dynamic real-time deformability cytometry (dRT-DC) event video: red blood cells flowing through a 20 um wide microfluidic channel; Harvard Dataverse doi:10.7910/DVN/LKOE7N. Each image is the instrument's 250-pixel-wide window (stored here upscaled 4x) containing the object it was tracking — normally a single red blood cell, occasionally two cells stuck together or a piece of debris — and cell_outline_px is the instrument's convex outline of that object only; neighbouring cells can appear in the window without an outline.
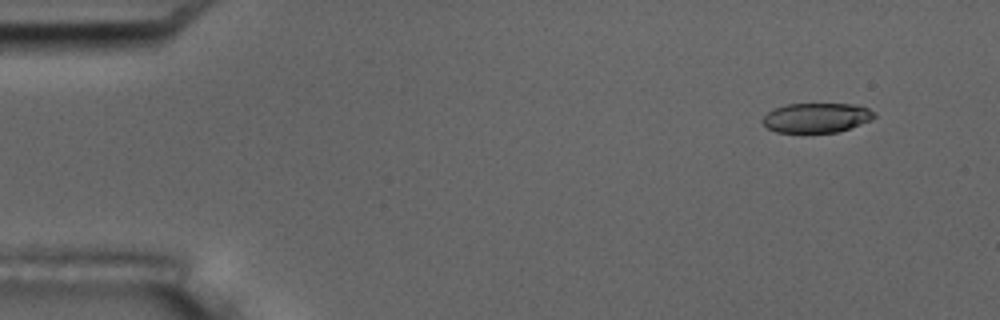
{"species": "common noctule bat (a hibernating species)", "species_latin": "Nyctalus noctula", "temperature_condition": "room temperature", "stored_images_in_passage": 8, "camera_frame_rate_fps": 3000, "um_per_image_px": 0.085, "animal": {"sex": "male", "body_mass_g": 17.5, "forearm_length_mm": 52.3}, "frame": {"image": 1, "passage_image": 2, "time_ms": 1.333, "image_size_px": [1000, 320], "cell_outline_px": [[876, 116], [872, 120], [836, 132], [776, 132], [768, 128], [760, 120], [768, 112], [776, 108], [788, 104], [852, 104], [868, 108], [876, 112]], "centroid_in_image_um": [69.41, 10.0], "position_along_channel_um": 15.6, "area_um2": 19.13}}
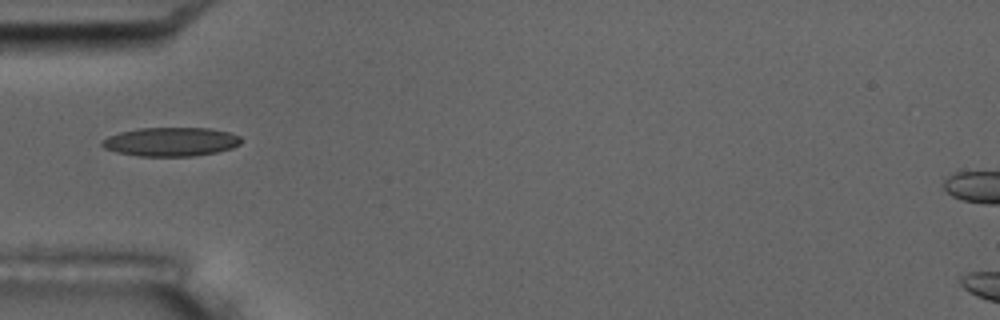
{"frame": {"image": 2, "passage_image": 5, "time_ms": 5.667, "image_size_px": [1000, 320], "cell_outline_px": [[244, 140], [240, 144], [232, 148], [216, 152], [192, 156], [140, 156], [116, 152], [104, 148], [100, 144], [100, 140], [108, 136], [120, 132], [136, 128], [208, 128], [228, 132], [240, 136]], "centroid_in_image_um": [14.51, 12.05], "position_along_channel_um": 70.5, "area_um2": 23.52}}
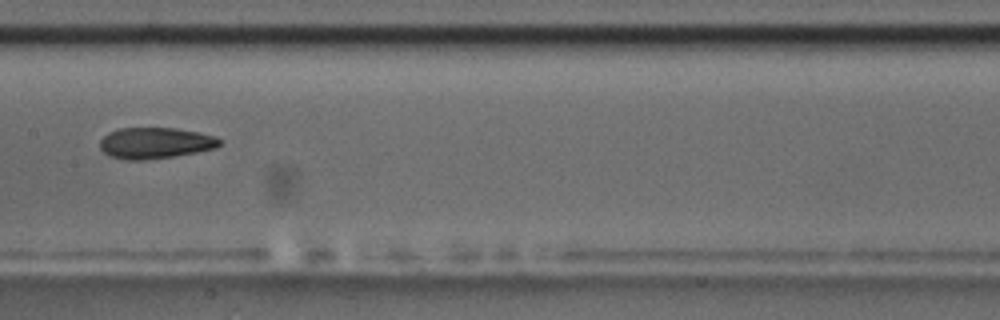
{"frame": {"image": 3, "passage_image": 8, "time_ms": 9.0, "image_size_px": [1000, 320], "cell_outline_px": [[220, 144], [216, 148], [196, 152], [172, 156], [140, 160], [124, 160], [112, 156], [104, 152], [100, 148], [100, 140], [108, 132], [120, 128], [176, 128], [216, 136], [220, 140]], "centroid_in_image_um": [13.18, 12.15], "position_along_channel_um": 194.2, "area_um2": 21.5}}